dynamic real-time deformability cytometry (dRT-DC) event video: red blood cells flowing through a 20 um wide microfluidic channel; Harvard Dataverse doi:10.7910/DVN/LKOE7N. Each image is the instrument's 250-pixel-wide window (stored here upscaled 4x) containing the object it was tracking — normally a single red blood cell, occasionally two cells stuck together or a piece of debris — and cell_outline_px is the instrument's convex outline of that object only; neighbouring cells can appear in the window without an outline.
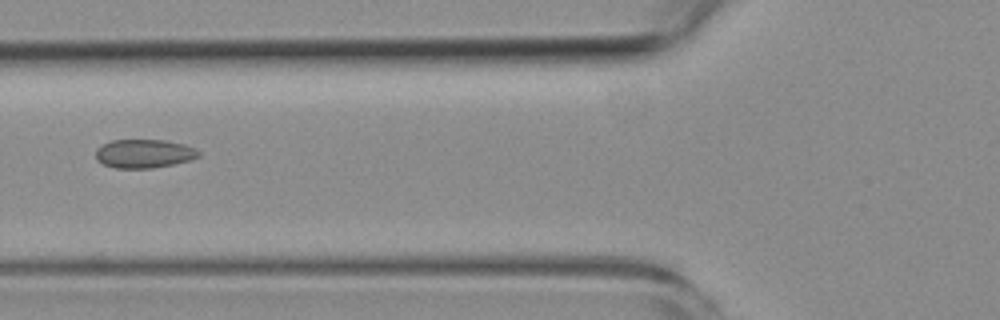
{"species": "common noctule bat (a hibernating species)", "species_latin": "Nyctalus noctula", "temperature_condition": "room temperature", "stored_images_in_passage": 6, "camera_frame_rate_fps": 3000, "um_per_image_px": 0.085, "animal": {"sex": "female", "body_mass_g": 19.3, "forearm_length_mm": 54.1}, "frame": {"image": 1, "passage_image": 6, "time_ms": 5.667, "image_size_px": [1000, 320], "cell_outline_px": [[200, 156], [192, 160], [152, 168], [116, 168], [104, 164], [96, 160], [96, 148], [112, 140], [164, 140], [184, 144], [196, 148], [200, 152]], "centroid_in_image_um": [12.27, 13.06], "position_along_channel_um": 113.5, "area_um2": 17.22}}